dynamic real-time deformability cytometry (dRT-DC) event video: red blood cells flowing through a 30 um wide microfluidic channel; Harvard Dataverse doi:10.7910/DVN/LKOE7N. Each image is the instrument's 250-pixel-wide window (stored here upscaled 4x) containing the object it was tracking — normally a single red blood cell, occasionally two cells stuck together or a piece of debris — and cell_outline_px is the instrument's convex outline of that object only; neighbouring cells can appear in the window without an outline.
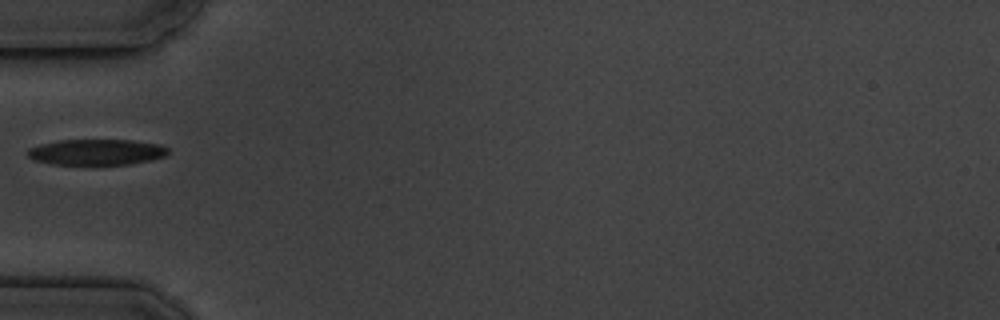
{"species": "common noctule bat (a hibernating species)", "species_latin": "Nyctalus noctula", "temperature_condition": "cold", "stored_images_in_passage": 5, "camera_frame_rate_fps": 3000, "um_per_image_px": 0.085, "animal": {"sex": "male", "body_mass_g": 19.5, "forearm_length_mm": 54.6}, "frame": {"image": 1, "passage_image": 5, "time_ms": 4.667, "image_size_px": [1000, 320], "cell_outline_px": [[168, 152], [164, 156], [152, 160], [128, 164], [52, 164], [36, 160], [28, 156], [28, 148], [40, 144], [56, 140], [132, 140], [160, 144], [168, 148]], "centroid_in_image_um": [8.21, 12.91], "position_along_channel_um": 76.8, "area_um2": 21.04}}